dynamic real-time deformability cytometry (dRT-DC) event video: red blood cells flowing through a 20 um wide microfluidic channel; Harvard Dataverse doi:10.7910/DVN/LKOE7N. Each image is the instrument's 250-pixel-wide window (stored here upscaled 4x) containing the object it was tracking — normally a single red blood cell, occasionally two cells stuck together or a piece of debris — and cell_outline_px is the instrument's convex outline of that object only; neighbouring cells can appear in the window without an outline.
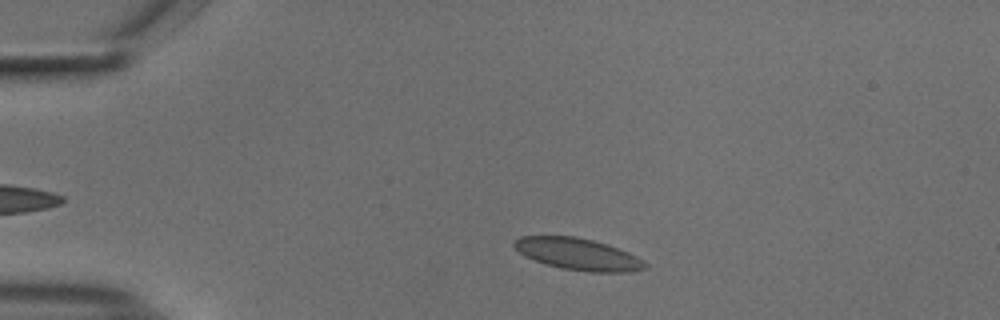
{"species": "common noctule bat (a hibernating species)", "species_latin": "Nyctalus noctula", "temperature_condition": "cold", "stored_images_in_passage": 37, "camera_frame_rate_fps": 3000, "um_per_image_px": 0.085, "animal": {"sex": "male", "body_mass_g": 18.8}, "frame": {"image": 1, "passage_image": 1, "time_ms": 0.0, "image_size_px": [1000, 320], "cell_outline_px": [[648, 268], [628, 272], [588, 272], [560, 268], [524, 256], [512, 244], [520, 236], [576, 236], [608, 244], [628, 252], [644, 260], [648, 264]], "centroid_in_image_um": [49.18, 21.6], "position_along_channel_um": 35.8, "area_um2": 24.22}}
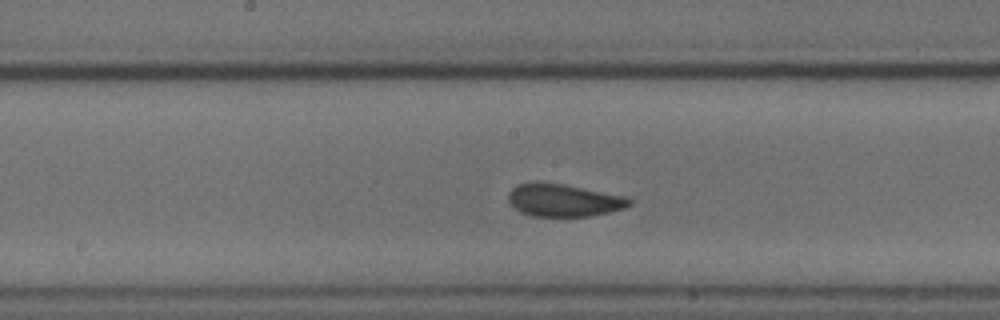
{"frame": {"image": 2, "passage_image": 18, "time_ms": 5.667, "image_size_px": [1000, 320], "cell_outline_px": [[632, 204], [624, 208], [592, 216], [532, 216], [520, 212], [508, 200], [508, 192], [512, 188], [520, 184], [536, 180], [540, 180], [564, 184], [624, 196], [632, 200]], "centroid_in_image_um": [47.88, 17.0], "position_along_channel_um": 200.3, "area_um2": 23.12}}
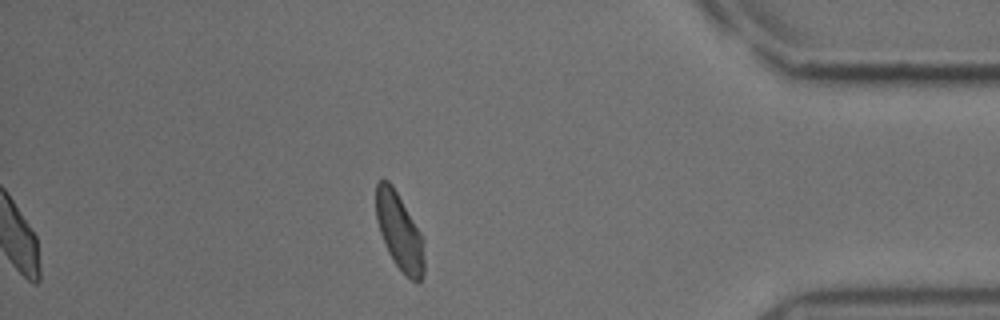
{"frame": {"image": 3, "passage_image": 37, "time_ms": 12.0, "image_size_px": [1000, 320], "cell_outline_px": [[424, 272], [420, 280], [416, 284], [404, 276], [392, 260], [388, 252], [380, 232], [376, 220], [376, 184], [380, 180], [388, 180], [392, 184], [420, 232], [424, 240]], "centroid_in_image_um": [33.96, 19.74], "position_along_channel_um": 401.2, "area_um2": 21.73}, "authors_computed_cell_mechanics": {"area_um2": 23.1778, "velocity_mm_per_s": 3.7018, "shape_relaxation_time_tau1_ms": 10.434, "shape_relaxation_time_tau2_ms": null, "deformation_change_tau1": 0.1501, "deformation_change_tau2": null}}